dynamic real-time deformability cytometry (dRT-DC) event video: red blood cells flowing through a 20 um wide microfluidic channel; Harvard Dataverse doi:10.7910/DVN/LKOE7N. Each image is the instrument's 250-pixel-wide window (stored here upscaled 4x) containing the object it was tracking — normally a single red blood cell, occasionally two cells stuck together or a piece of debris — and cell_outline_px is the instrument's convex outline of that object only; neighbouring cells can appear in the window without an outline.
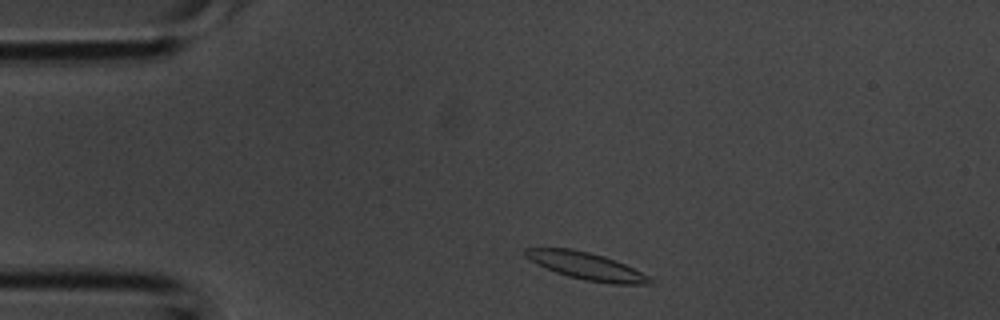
{"species": "common noctule bat (a hibernating species)", "species_latin": "Nyctalus noctula", "temperature_condition": "room temperature", "stored_images_in_passage": 3, "segment_of_instrument_passage": [2, 2], "camera_frame_rate_fps": 3000, "um_per_image_px": 0.085, "animal": {"sex": "male", "body_mass_g": 20.1, "forearm_length_mm": 53.5}, "frame": {"image": 1, "passage_image": 3, "time_ms": 0.667, "image_size_px": [1000, 320], "cell_outline_px": [[656, 284], [612, 284], [584, 280], [568, 276], [556, 272], [536, 264], [524, 256], [524, 248], [572, 248], [604, 256], [616, 260], [656, 280]], "centroid_in_image_um": [49.85, 22.62], "position_along_channel_um": 35.1, "area_um2": 19.83}}